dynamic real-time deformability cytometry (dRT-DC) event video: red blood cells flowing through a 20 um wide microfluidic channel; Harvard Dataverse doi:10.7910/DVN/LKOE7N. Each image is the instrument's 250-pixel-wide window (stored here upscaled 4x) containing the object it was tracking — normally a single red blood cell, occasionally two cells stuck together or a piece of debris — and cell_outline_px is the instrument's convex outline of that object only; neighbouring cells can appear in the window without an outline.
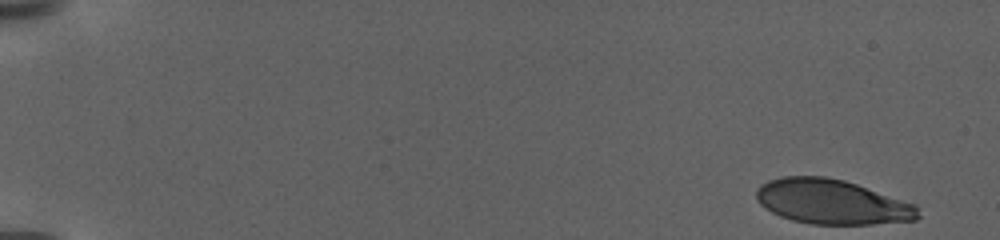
{"species": "human", "species_latin": "Homo sapiens", "temperature_condition": "warm", "stored_images_in_passage": 58, "camera_frame_rate_fps": 3000, "um_per_image_px": 0.085, "donor": {"sex": "female"}, "frame": {"image": 1, "passage_image": 1, "time_ms": 0.0, "image_size_px": [1000, 240], "cell_outline_px": [[920, 216], [916, 220], [872, 224], [812, 224], [792, 220], [780, 216], [772, 212], [760, 204], [756, 200], [756, 192], [760, 184], [768, 180], [784, 176], [824, 176], [844, 180], [916, 204]], "centroid_in_image_um": [70.7, 17.15], "position_along_channel_um": 14.3, "area_um2": 42.14}}
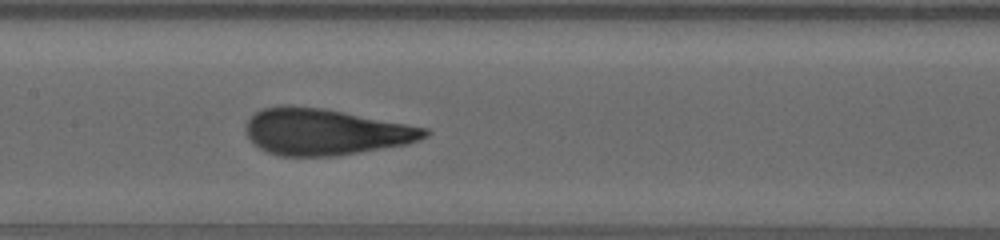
{"frame": {"image": 2, "passage_image": 29, "time_ms": 11.667, "image_size_px": [1000, 240], "cell_outline_px": [[432, 132], [428, 136], [420, 140], [408, 144], [336, 156], [280, 156], [268, 152], [252, 144], [244, 128], [248, 120], [256, 112], [264, 108], [280, 104], [324, 108], [428, 128]], "centroid_in_image_um": [27.65, 11.2], "position_along_channel_um": 179.8, "area_um2": 48.61}}
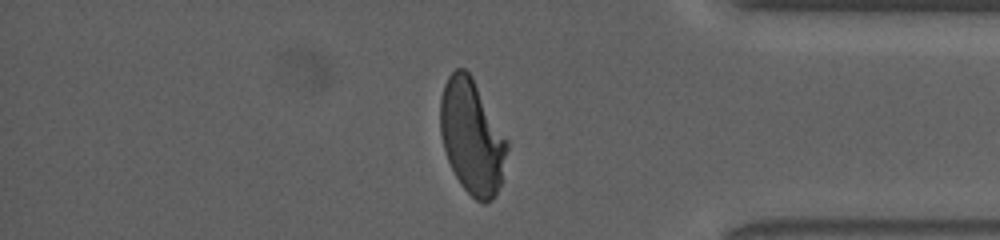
{"frame": {"image": 3, "passage_image": 49, "time_ms": 19.667, "image_size_px": [1000, 240], "cell_outline_px": [[508, 148], [504, 180], [496, 196], [492, 200], [484, 204], [476, 200], [460, 184], [448, 160], [444, 148], [440, 132], [440, 96], [444, 84], [448, 76], [456, 68], [464, 68], [472, 76], [508, 140]], "centroid_in_image_um": [40.14, 11.66], "position_along_channel_um": 395.1, "area_um2": 45.03}, "authors_computed_cell_mechanics": {"area_um2": 46.1244, "velocity_mm_per_s": 2.8935, "shape_relaxation_time_tau1_ms": 5.8778, "shape_relaxation_time_tau2_ms": null, "deformation_change_tau1": 0.2349, "deformation_change_tau2": null}}